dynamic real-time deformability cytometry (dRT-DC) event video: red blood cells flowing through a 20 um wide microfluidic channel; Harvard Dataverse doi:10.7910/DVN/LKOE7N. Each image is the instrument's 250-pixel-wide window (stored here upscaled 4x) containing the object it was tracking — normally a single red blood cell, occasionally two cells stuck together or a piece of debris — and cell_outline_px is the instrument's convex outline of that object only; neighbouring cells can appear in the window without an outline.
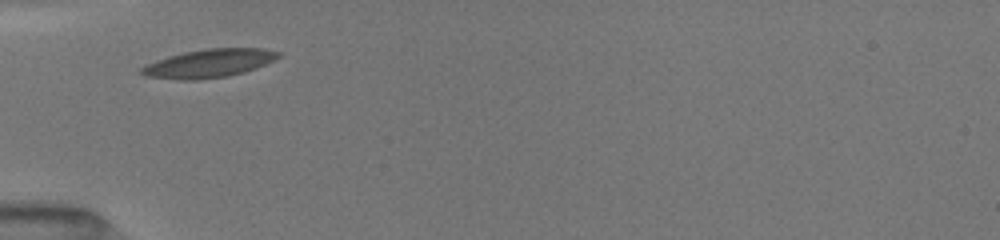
{"species": "common noctule bat (a hibernating species)", "species_latin": "Nyctalus noctula", "temperature_condition": "room temperature", "stored_images_in_passage": 4, "camera_frame_rate_fps": 3000, "um_per_image_px": 0.085, "animal": {"sex": "female", "body_mass_g": 19.5, "forearm_length_mm": 54.1}, "frame": {"image": 1, "passage_image": 1, "time_ms": 0.0, "image_size_px": [1000, 240], "cell_outline_px": [[280, 56], [256, 68], [244, 72], [228, 76], [196, 80], [184, 80], [144, 76], [140, 72], [140, 68], [156, 60], [184, 52], [208, 48], [264, 48], [280, 52]], "centroid_in_image_um": [17.76, 5.38], "position_along_channel_um": 67.2, "area_um2": 22.43}}
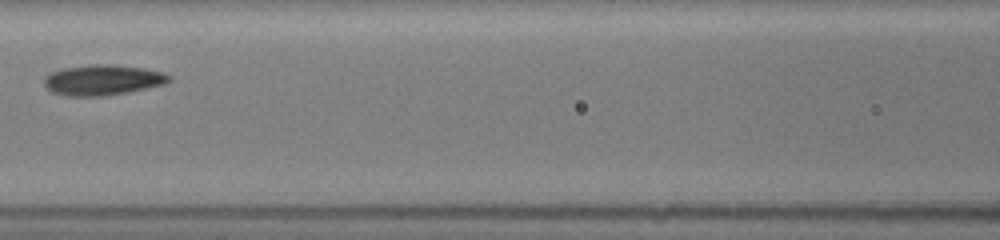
{"frame": {"image": 2, "passage_image": 3, "time_ms": 2.333, "image_size_px": [1000, 240], "cell_outline_px": [[172, 80], [164, 84], [128, 92], [104, 96], [68, 96], [52, 92], [44, 84], [44, 80], [52, 72], [64, 68], [92, 64], [112, 64], [144, 68], [160, 72], [168, 76]], "centroid_in_image_um": [8.73, 6.8], "position_along_channel_um": 157.9, "area_um2": 21.91}}
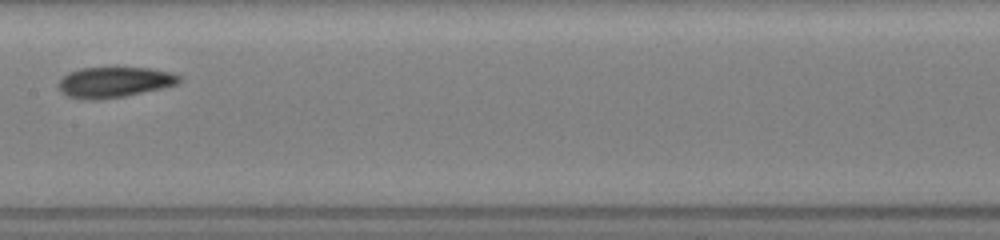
{"frame": {"image": 3, "passage_image": 4, "time_ms": 3.333, "image_size_px": [1000, 240], "cell_outline_px": [[180, 80], [176, 84], [160, 88], [124, 96], [68, 96], [60, 88], [60, 80], [64, 76], [72, 72], [84, 68], [148, 68], [172, 72], [180, 76]], "centroid_in_image_um": [9.83, 6.92], "position_along_channel_um": 197.6, "area_um2": 19.94}}